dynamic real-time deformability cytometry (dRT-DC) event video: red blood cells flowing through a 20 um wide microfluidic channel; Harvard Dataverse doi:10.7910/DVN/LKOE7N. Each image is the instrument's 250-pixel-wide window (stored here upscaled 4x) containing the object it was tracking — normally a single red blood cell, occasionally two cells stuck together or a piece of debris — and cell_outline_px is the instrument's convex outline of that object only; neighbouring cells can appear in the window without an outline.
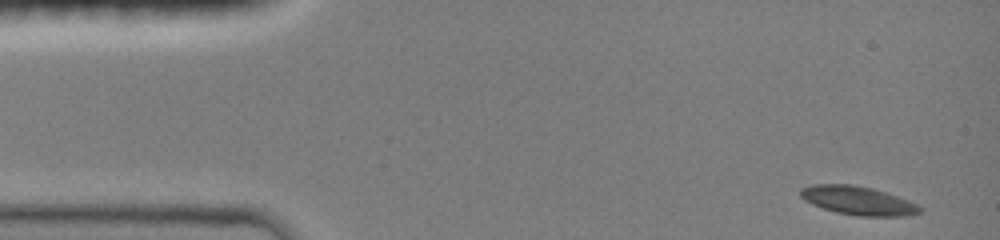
{"species": "common noctule bat (a hibernating species)", "species_latin": "Nyctalus noctula", "temperature_condition": "room temperature", "stored_images_in_passage": 17, "camera_frame_rate_fps": 3000, "um_per_image_px": 0.085, "animal": {"sex": "female", "body_mass_g": 19.0, "forearm_length_mm": 51.5}, "frame": {"image": 1, "passage_image": 1, "time_ms": 0.0, "image_size_px": [1000, 240], "cell_outline_px": [[924, 208], [920, 212], [908, 216], [860, 216], [836, 212], [812, 204], [804, 200], [800, 196], [800, 188], [812, 184], [852, 184], [872, 188], [908, 200]], "centroid_in_image_um": [72.92, 17.04], "position_along_channel_um": 12.1, "area_um2": 19.88}}
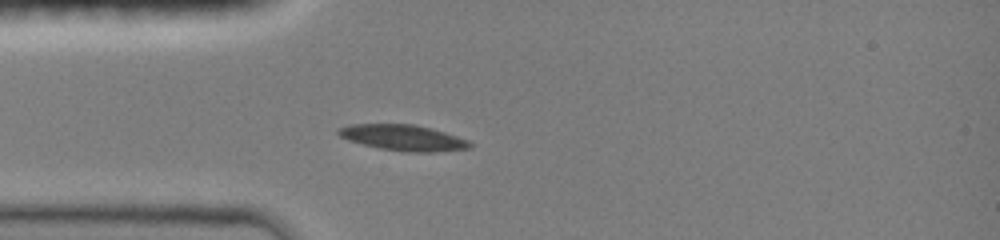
{"frame": {"image": 2, "passage_image": 10, "time_ms": 3.333, "image_size_px": [1000, 240], "cell_outline_px": [[472, 148], [432, 152], [404, 152], [380, 148], [348, 140], [340, 136], [336, 132], [336, 128], [348, 124], [416, 124], [432, 128], [468, 140], [472, 144]], "centroid_in_image_um": [34.25, 11.69], "position_along_channel_um": 50.8, "area_um2": 19.88}}
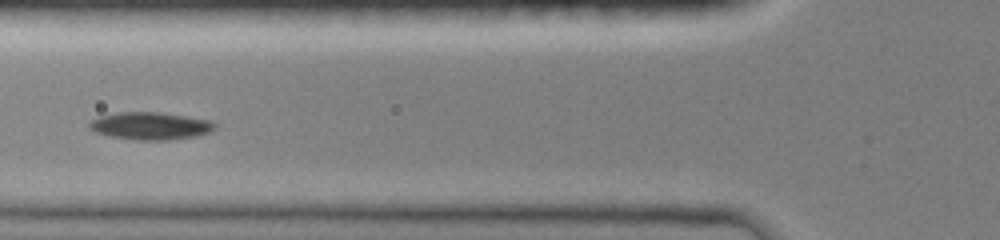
{"frame": {"image": 3, "passage_image": 15, "time_ms": 5.0, "image_size_px": [1000, 240], "cell_outline_px": [[216, 128], [212, 132], [196, 136], [168, 140], [136, 140], [108, 136], [96, 132], [88, 128], [88, 124], [92, 120], [100, 116], [116, 112], [160, 112], [188, 116], [212, 120], [216, 124]], "centroid_in_image_um": [12.82, 10.7], "position_along_channel_um": 113.0, "area_um2": 20.4}}